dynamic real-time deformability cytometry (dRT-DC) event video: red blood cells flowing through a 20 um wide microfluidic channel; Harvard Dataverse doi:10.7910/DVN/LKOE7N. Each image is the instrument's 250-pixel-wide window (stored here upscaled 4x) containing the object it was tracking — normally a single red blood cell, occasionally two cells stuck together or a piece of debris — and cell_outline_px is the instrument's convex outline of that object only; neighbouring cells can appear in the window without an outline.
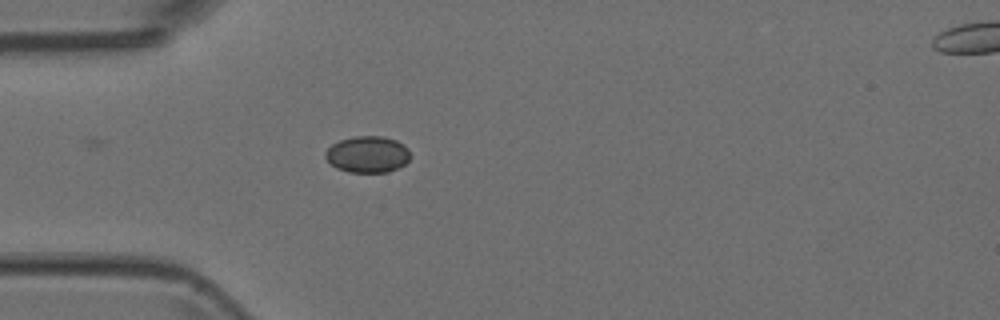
{"species": "Egyptian fruit bat (a non-hibernating species)", "species_latin": "Rousettus aegyptiacus", "temperature_condition": "room temperature", "stored_images_in_passage": 33, "camera_frame_rate_fps": 3000, "um_per_image_px": 0.085, "animal": {"sex": "female"}, "frame": {"image": 1, "passage_image": 1, "time_ms": 0.0, "image_size_px": [1000, 320], "cell_outline_px": [[408, 160], [400, 168], [388, 172], [348, 172], [336, 168], [324, 156], [324, 152], [332, 144], [340, 140], [356, 136], [380, 136], [396, 140], [404, 144], [408, 148]], "centroid_in_image_um": [31.23, 13.12], "position_along_channel_um": 53.8, "area_um2": 18.03}}
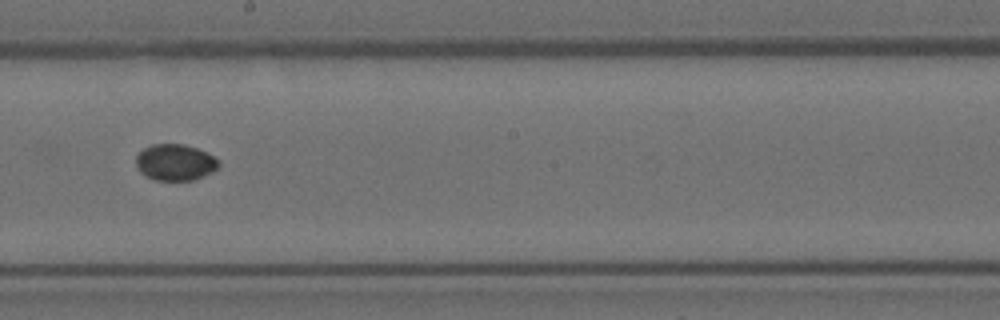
{"frame": {"image": 2, "passage_image": 15, "time_ms": 4.667, "image_size_px": [1000, 320], "cell_outline_px": [[220, 164], [212, 172], [204, 176], [192, 180], [152, 180], [144, 176], [140, 172], [136, 164], [136, 156], [144, 148], [152, 144], [184, 144], [196, 148], [220, 160]], "centroid_in_image_um": [14.87, 13.81], "position_along_channel_um": 233.3, "area_um2": 17.51}}
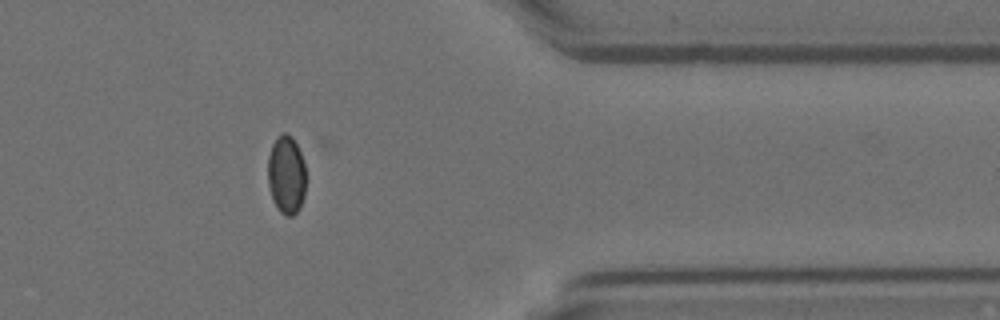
{"frame": {"image": 3, "passage_image": 28, "time_ms": 9.0, "image_size_px": [1000, 320], "cell_outline_px": [[304, 196], [300, 208], [292, 216], [284, 216], [280, 212], [272, 200], [268, 184], [268, 156], [272, 144], [276, 136], [284, 132], [288, 132], [292, 136], [300, 152], [304, 164]], "centroid_in_image_um": [24.31, 14.85], "position_along_channel_um": 387.1, "area_um2": 17.51}}